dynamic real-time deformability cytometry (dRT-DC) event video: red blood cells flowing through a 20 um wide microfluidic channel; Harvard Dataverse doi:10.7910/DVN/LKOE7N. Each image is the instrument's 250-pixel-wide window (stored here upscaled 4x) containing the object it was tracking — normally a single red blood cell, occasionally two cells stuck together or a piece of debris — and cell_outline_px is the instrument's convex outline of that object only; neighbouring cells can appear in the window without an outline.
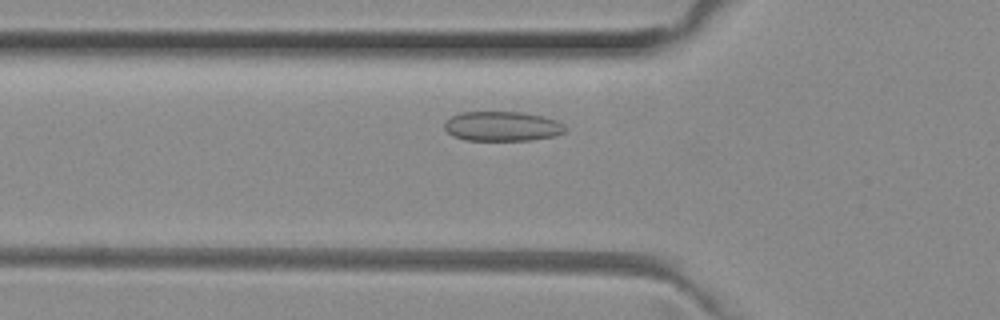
{"species": "common noctule bat (a hibernating species)", "species_latin": "Nyctalus noctula", "temperature_condition": "room temperature", "stored_images_in_passage": 28, "camera_frame_rate_fps": 3000, "um_per_image_px": 0.085, "animal": {"sex": "female", "body_mass_g": 29.2, "forearm_length_mm": 56.3}, "frame": {"image": 1, "passage_image": 4, "time_ms": 1.0, "image_size_px": [1000, 320], "cell_outline_px": [[568, 128], [564, 132], [556, 136], [532, 140], [464, 140], [452, 136], [444, 128], [444, 120], [460, 112], [524, 112], [544, 116], [556, 120], [564, 124]], "centroid_in_image_um": [42.7, 10.73], "position_along_channel_um": 83.1, "area_um2": 21.21}}
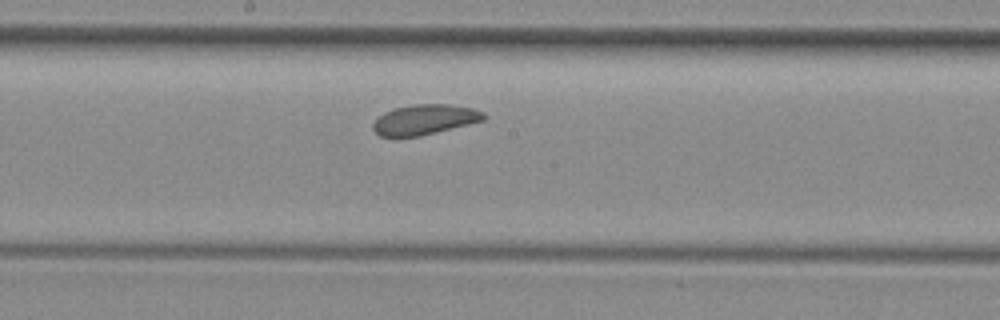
{"frame": {"image": 2, "passage_image": 14, "time_ms": 4.333, "image_size_px": [1000, 320], "cell_outline_px": [[488, 116], [484, 120], [420, 136], [380, 136], [372, 128], [372, 124], [384, 112], [392, 108], [412, 104], [452, 104], [472, 108], [484, 112]], "centroid_in_image_um": [36.11, 10.14], "position_along_channel_um": 212.1, "area_um2": 19.42}}
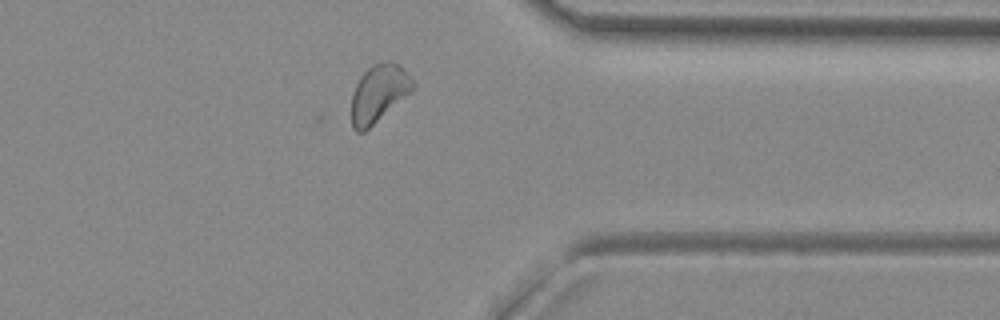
{"frame": {"image": 3, "passage_image": 28, "time_ms": 9.0, "image_size_px": [1000, 320], "cell_outline_px": [[416, 88], [364, 132], [356, 132], [352, 128], [352, 92], [360, 76], [372, 64], [400, 64], [416, 84]], "centroid_in_image_um": [32.19, 7.96], "position_along_channel_um": 379.2, "area_um2": 20.29}, "authors_computed_cell_mechanics": {"area_um2": 20.0566, "velocity_mm_per_s": 3.8061, "shape_relaxation_time_tau1_ms": 3.9081, "shape_relaxation_time_tau2_ms": 7.8237, "deformation_change_tau1": 0.0515, "deformation_change_tau2": 0.1092}}